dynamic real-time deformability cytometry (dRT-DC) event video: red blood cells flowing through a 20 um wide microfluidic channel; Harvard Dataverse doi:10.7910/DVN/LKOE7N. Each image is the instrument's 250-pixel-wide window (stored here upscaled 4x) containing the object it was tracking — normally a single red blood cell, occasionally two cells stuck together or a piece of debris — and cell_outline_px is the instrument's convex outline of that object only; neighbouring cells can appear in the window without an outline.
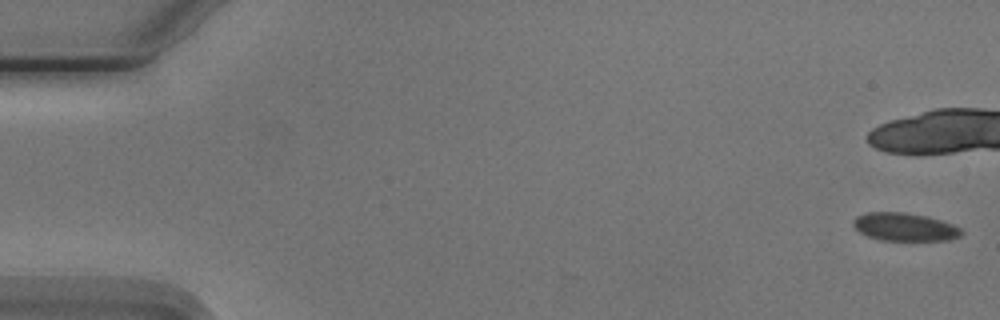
{"species": "Egyptian fruit bat (a non-hibernating species)", "species_latin": "Rousettus aegyptiacus", "temperature_condition": "cold", "stored_images_in_passage": 10, "camera_frame_rate_fps": 3000, "um_per_image_px": 0.085, "animal": {"sex": "male"}, "frame": {"image": 1, "passage_image": 1, "time_ms": 0.0, "image_size_px": [1000, 320], "cell_outline_px": [[964, 232], [960, 236], [948, 240], [880, 240], [868, 236], [860, 232], [852, 224], [852, 220], [856, 216], [868, 212], [904, 212], [928, 216], [952, 224], [960, 228]], "centroid_in_image_um": [76.89, 19.28], "position_along_channel_um": 8.1, "area_um2": 17.69}}
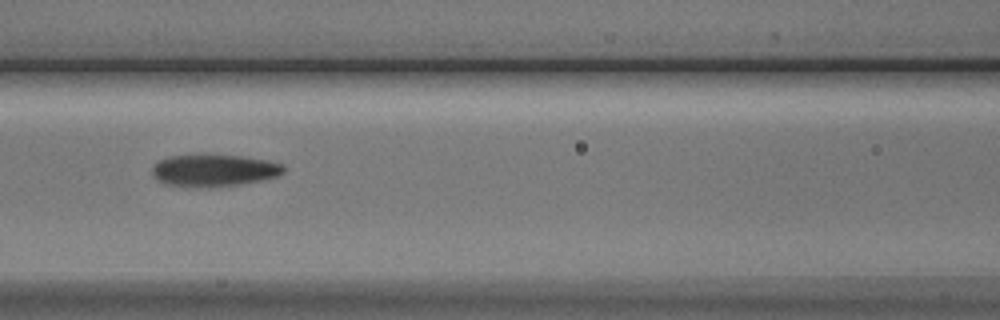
{"frame": {"image": 2, "passage_image": 9, "time_ms": 9.333, "image_size_px": [1000, 320], "cell_outline_px": [[284, 172], [280, 176], [264, 180], [240, 184], [208, 188], [196, 188], [164, 184], [152, 176], [152, 168], [160, 160], [168, 156], [240, 156], [268, 160], [284, 164]], "centroid_in_image_um": [18.22, 14.52], "position_along_channel_um": 148.4, "area_um2": 24.62}}
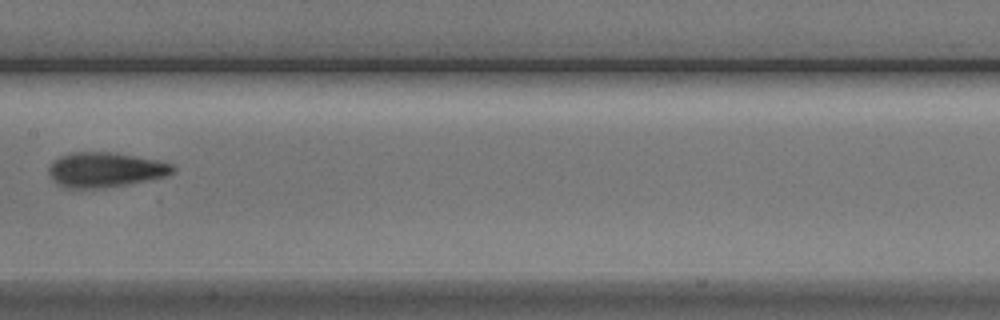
{"frame": {"image": 3, "passage_image": 10, "time_ms": 10.667, "image_size_px": [1000, 320], "cell_outline_px": [[176, 168], [168, 176], [128, 184], [104, 188], [68, 188], [52, 180], [48, 172], [48, 164], [52, 160], [68, 152], [112, 152], [156, 160], [172, 164]], "centroid_in_image_um": [8.91, 14.42], "position_along_channel_um": 198.5, "area_um2": 25.32}}